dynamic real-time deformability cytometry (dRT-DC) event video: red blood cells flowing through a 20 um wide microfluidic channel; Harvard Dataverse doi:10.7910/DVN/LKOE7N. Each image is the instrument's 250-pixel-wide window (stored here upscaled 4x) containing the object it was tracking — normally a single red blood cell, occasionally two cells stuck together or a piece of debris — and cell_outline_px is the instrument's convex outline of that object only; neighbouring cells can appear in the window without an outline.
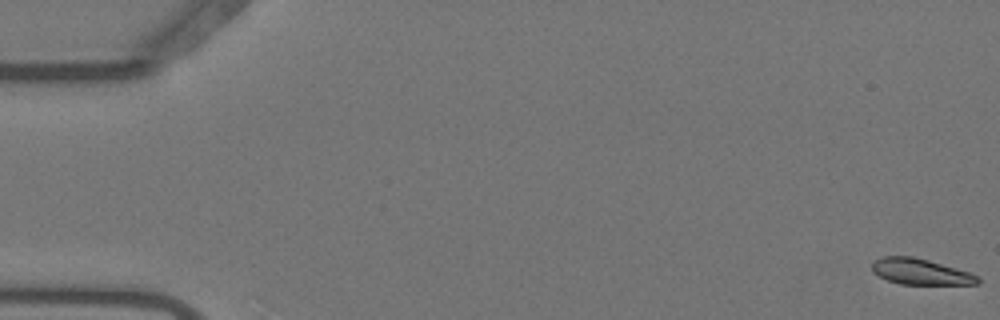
{"species": "Egyptian fruit bat (a non-hibernating species)", "species_latin": "Rousettus aegyptiacus", "temperature_condition": "warm", "stored_images_in_passage": 19, "camera_frame_rate_fps": 3000, "um_per_image_px": 0.085, "animal": {"sex": "female"}, "frame": {"image": 1, "passage_image": 1, "time_ms": 0.0, "image_size_px": [1000, 320], "cell_outline_px": [[980, 284], [900, 284], [888, 280], [872, 272], [872, 260], [884, 256], [912, 256], [928, 260], [956, 268], [968, 272], [976, 276], [980, 280]], "centroid_in_image_um": [78.2, 23.08], "position_along_channel_um": 6.8, "area_um2": 15.84}}
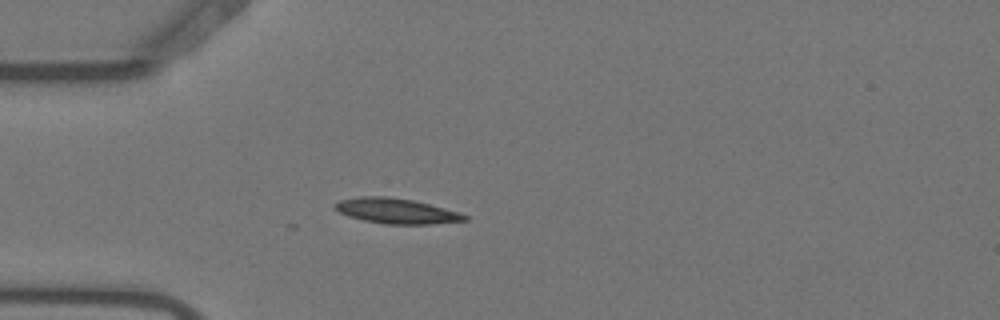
{"frame": {"image": 2, "passage_image": 16, "time_ms": 5.0, "image_size_px": [1000, 320], "cell_outline_px": [[468, 220], [432, 224], [384, 224], [364, 220], [348, 216], [332, 208], [332, 204], [340, 200], [360, 196], [388, 196], [412, 200], [460, 212], [468, 216]], "centroid_in_image_um": [33.66, 17.93], "position_along_channel_um": 51.3, "area_um2": 19.13}}